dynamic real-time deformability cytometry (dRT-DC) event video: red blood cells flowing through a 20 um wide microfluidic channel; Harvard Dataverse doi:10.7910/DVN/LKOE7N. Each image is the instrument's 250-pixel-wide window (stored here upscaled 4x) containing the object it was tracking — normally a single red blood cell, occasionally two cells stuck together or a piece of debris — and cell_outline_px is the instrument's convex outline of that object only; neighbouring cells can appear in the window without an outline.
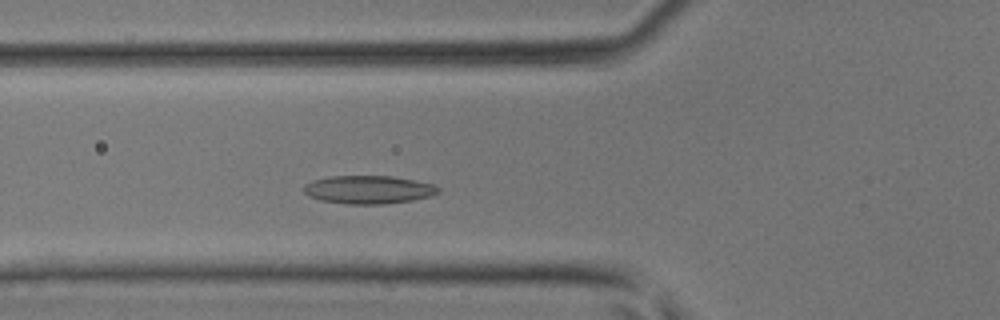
{"species": "common noctule bat (a hibernating species)", "species_latin": "Nyctalus noctula", "temperature_condition": "room temperature", "stored_images_in_passage": 28, "camera_frame_rate_fps": 3000, "um_per_image_px": 0.085, "animal": {"sex": "male", "body_mass_g": 17.9, "forearm_length_mm": 54.2}, "frame": {"image": 1, "passage_image": 7, "time_ms": 2.0, "image_size_px": [1000, 320], "cell_outline_px": [[440, 192], [432, 196], [412, 200], [384, 204], [348, 204], [320, 200], [308, 196], [304, 192], [304, 184], [312, 180], [328, 176], [392, 176], [416, 180], [432, 184], [440, 188]], "centroid_in_image_um": [31.32, 16.11], "position_along_channel_um": 94.5, "area_um2": 22.25}}
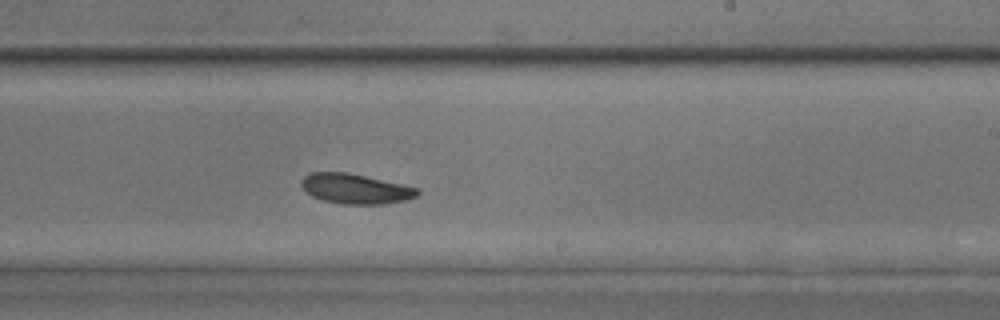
{"frame": {"image": 2, "passage_image": 18, "time_ms": 5.667, "image_size_px": [1000, 320], "cell_outline_px": [[420, 192], [416, 196], [408, 200], [384, 204], [344, 204], [324, 200], [312, 196], [304, 192], [300, 184], [300, 180], [304, 176], [312, 172], [348, 172], [420, 188]], "centroid_in_image_um": [30.21, 16.04], "position_along_channel_um": 258.8, "area_um2": 20.46}}
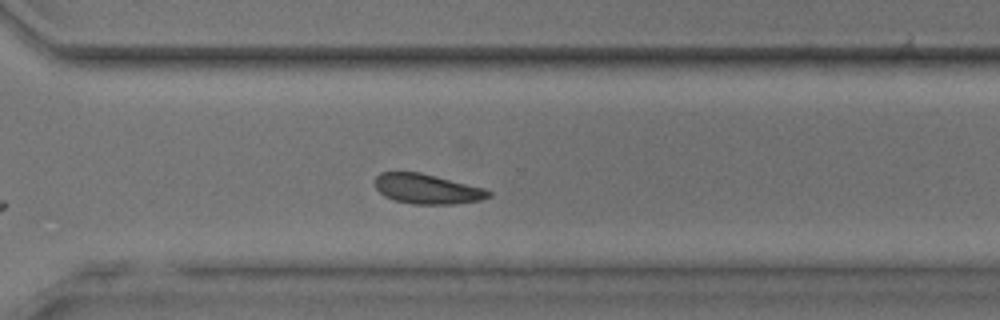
{"frame": {"image": 3, "passage_image": 23, "time_ms": 7.333, "image_size_px": [1000, 320], "cell_outline_px": [[492, 196], [480, 200], [456, 204], [412, 204], [392, 200], [384, 196], [376, 188], [376, 176], [380, 172], [420, 172], [484, 188], [492, 192]], "centroid_in_image_um": [36.31, 16.07], "position_along_channel_um": 334.3, "area_um2": 19.83}}